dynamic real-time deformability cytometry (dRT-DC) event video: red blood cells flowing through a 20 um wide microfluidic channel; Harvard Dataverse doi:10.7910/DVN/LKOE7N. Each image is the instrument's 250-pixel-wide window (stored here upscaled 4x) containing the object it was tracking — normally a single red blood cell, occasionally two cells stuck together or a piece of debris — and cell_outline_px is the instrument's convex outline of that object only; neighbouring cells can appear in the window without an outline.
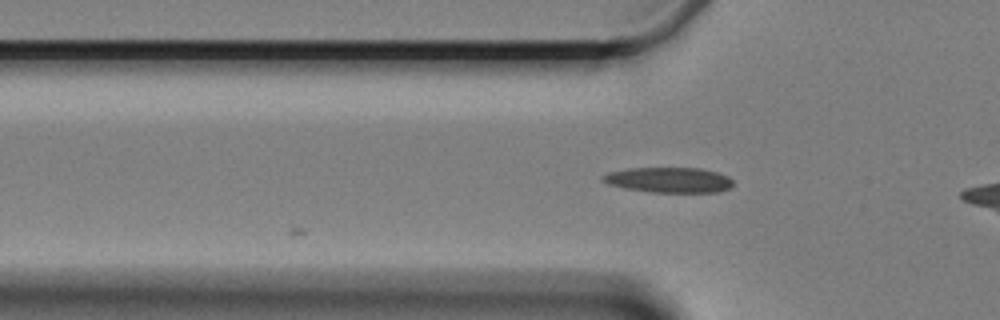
{"species": "Egyptian fruit bat (a non-hibernating species)", "species_latin": "Rousettus aegyptiacus", "temperature_condition": "cold", "stored_images_in_passage": 3, "camera_frame_rate_fps": 3000, "um_per_image_px": 0.085, "animal": {"sex": "female"}, "frame": {"image": 1, "passage_image": 3, "time_ms": 3.333, "image_size_px": [1000, 320], "cell_outline_px": [[732, 184], [728, 188], [716, 192], [652, 192], [624, 188], [608, 184], [600, 180], [600, 176], [608, 172], [628, 168], [700, 168], [716, 172], [728, 176], [732, 180]], "centroid_in_image_um": [56.79, 15.29], "position_along_channel_um": 69.0, "area_um2": 19.19}}